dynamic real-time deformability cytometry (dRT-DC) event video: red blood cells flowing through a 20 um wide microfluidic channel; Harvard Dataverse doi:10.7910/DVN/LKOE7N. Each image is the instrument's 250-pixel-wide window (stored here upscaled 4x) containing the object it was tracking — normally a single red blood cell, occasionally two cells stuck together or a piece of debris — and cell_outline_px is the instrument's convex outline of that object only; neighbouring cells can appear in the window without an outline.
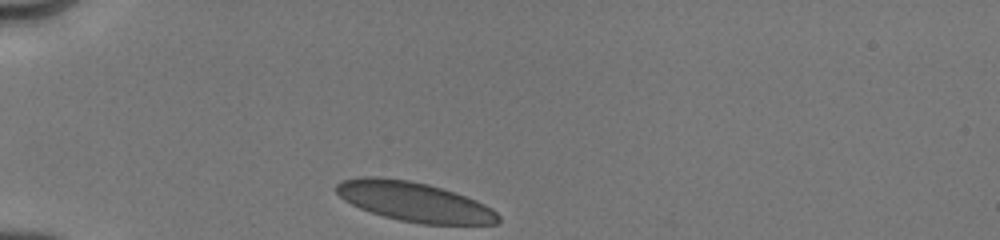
{"species": "human", "species_latin": "Homo sapiens", "temperature_condition": "cold", "stored_images_in_passage": 25, "camera_frame_rate_fps": 3000, "um_per_image_px": 0.085, "donor": {"sex": "male"}, "frame": {"image": 1, "passage_image": 1, "time_ms": 0.0, "image_size_px": [1000, 240], "cell_outline_px": [[500, 220], [496, 224], [424, 224], [400, 220], [384, 216], [360, 208], [344, 200], [336, 192], [336, 184], [340, 180], [364, 176], [380, 176], [408, 180], [428, 184], [456, 192], [476, 200], [492, 208], [500, 216]], "centroid_in_image_um": [35.21, 17.13], "position_along_channel_um": 49.8, "area_um2": 37.34}}
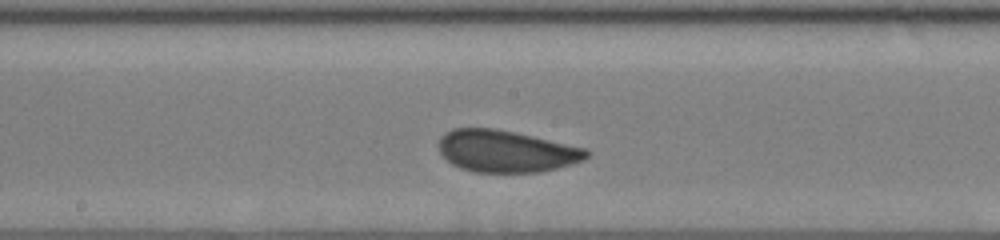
{"frame": {"image": 2, "passage_image": 11, "time_ms": 4.667, "image_size_px": [1000, 240], "cell_outline_px": [[588, 156], [584, 160], [572, 164], [540, 172], [476, 172], [460, 168], [452, 164], [440, 152], [436, 144], [440, 136], [444, 132], [452, 128], [492, 128], [516, 132], [588, 148]], "centroid_in_image_um": [43.0, 12.84], "position_along_channel_um": 205.2, "area_um2": 36.41}}
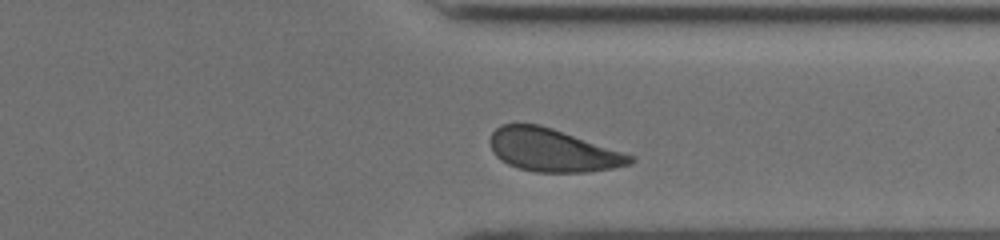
{"frame": {"image": 3, "passage_image": 22, "time_ms": 8.667, "image_size_px": [1000, 240], "cell_outline_px": [[636, 160], [628, 164], [612, 168], [584, 172], [536, 172], [520, 168], [508, 164], [496, 156], [492, 152], [488, 140], [492, 132], [500, 124], [540, 124], [552, 128], [632, 156]], "centroid_in_image_um": [46.88, 12.76], "position_along_channel_um": 364.5, "area_um2": 34.45}, "authors_computed_cell_mechanics": {"area_um2": 36.1828, "velocity_mm_per_s": 3.9716, "shape_relaxation_time_tau1_ms": 3.2423, "shape_relaxation_time_tau2_ms": 0.5438, "deformation_change_tau1": 0.0755, "deformation_change_tau2": 0.0296}}